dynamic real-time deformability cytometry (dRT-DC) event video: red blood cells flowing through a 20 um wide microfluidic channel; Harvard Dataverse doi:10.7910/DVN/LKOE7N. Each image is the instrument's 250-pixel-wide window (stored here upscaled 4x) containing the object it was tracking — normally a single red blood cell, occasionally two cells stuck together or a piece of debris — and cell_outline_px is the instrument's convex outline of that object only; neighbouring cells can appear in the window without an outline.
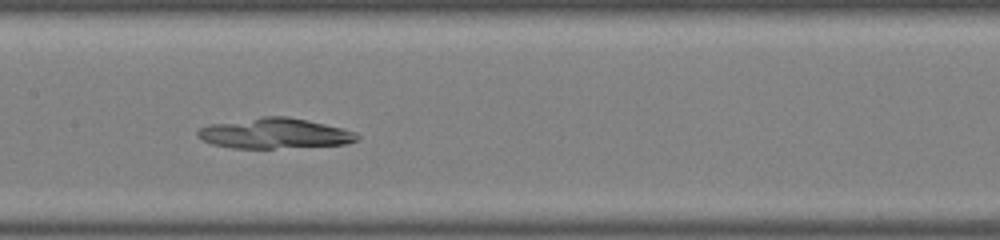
{"species": "common noctule bat (a hibernating species)", "species_latin": "Nyctalus noctula", "temperature_condition": "warm", "stored_images_in_passage": 43, "camera_frame_rate_fps": 3000, "um_per_image_px": 0.085, "animal": {"sex": "male", "body_mass_g": 19.0, "forearm_length_mm": 50.8}, "frame": {"image": 1, "passage_image": 17, "time_ms": 5.333, "image_size_px": [1000, 240], "cell_outline_px": [[360, 140], [344, 144], [272, 148], [232, 148], [212, 144], [200, 140], [196, 136], [196, 132], [200, 128], [212, 124], [264, 116], [288, 116], [308, 120], [356, 132], [360, 136]], "centroid_in_image_um": [23.32, 11.34], "position_along_channel_um": 184.1, "area_um2": 28.03}}
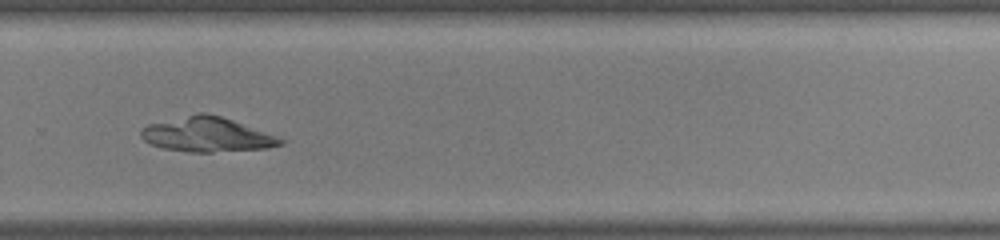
{"frame": {"image": 2, "passage_image": 27, "time_ms": 8.667, "image_size_px": [1000, 240], "cell_outline_px": [[288, 140], [284, 144], [268, 148], [212, 152], [188, 152], [164, 148], [148, 144], [140, 136], [140, 128], [148, 124], [200, 112], [204, 112], [220, 116], [232, 120]], "centroid_in_image_um": [17.58, 11.44], "position_along_channel_um": 312.2, "area_um2": 28.15}}
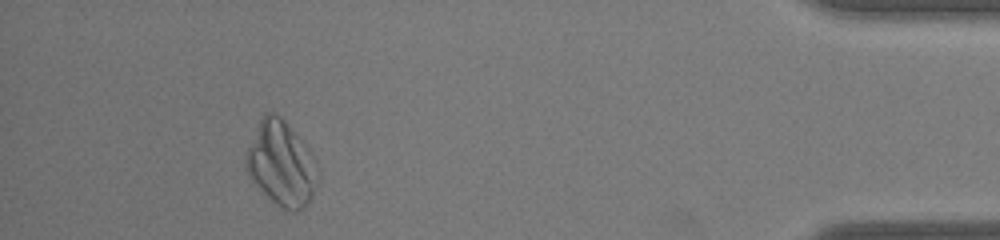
{"frame": {"image": 3, "passage_image": 39, "time_ms": 12.667, "image_size_px": [1000, 240], "cell_outline_px": [[316, 164], [312, 196], [308, 204], [304, 208], [296, 212], [292, 212], [276, 204], [248, 176], [244, 168], [244, 156], [260, 120], [264, 112], [272, 112], [280, 116], [284, 120], [316, 160]], "centroid_in_image_um": [23.85, 13.92], "position_along_channel_um": 411.3, "area_um2": 34.51}}